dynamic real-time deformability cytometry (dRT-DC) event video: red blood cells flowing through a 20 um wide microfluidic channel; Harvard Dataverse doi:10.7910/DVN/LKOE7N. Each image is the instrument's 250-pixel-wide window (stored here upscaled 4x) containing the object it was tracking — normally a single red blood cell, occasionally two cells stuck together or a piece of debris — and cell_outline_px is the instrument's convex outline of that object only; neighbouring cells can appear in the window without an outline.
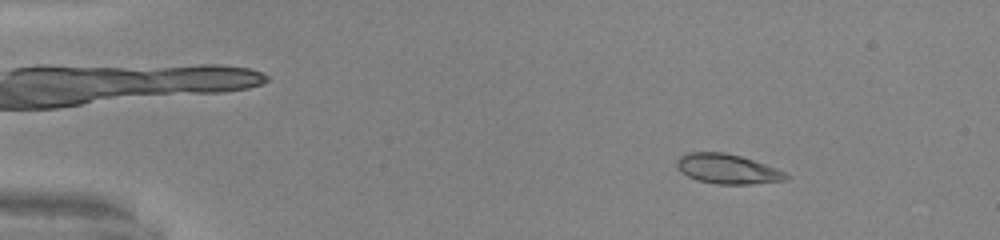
{"species": "common noctule bat (a hibernating species)", "species_latin": "Nyctalus noctula", "temperature_condition": "warm", "stored_images_in_passage": 50, "camera_frame_rate_fps": 3000, "um_per_image_px": 0.085, "animal": {"sex": "male", "body_mass_g": 20.0, "forearm_length_mm": 53.3}, "frame": {"image": 1, "passage_image": 7, "time_ms": 2.0, "image_size_px": [1000, 240], "cell_outline_px": [[792, 176], [788, 180], [752, 184], [716, 184], [696, 180], [680, 172], [676, 168], [676, 160], [680, 156], [688, 152], [724, 152], [740, 156], [776, 168]], "centroid_in_image_um": [61.81, 14.37], "position_along_channel_um": 23.2, "area_um2": 19.07}}
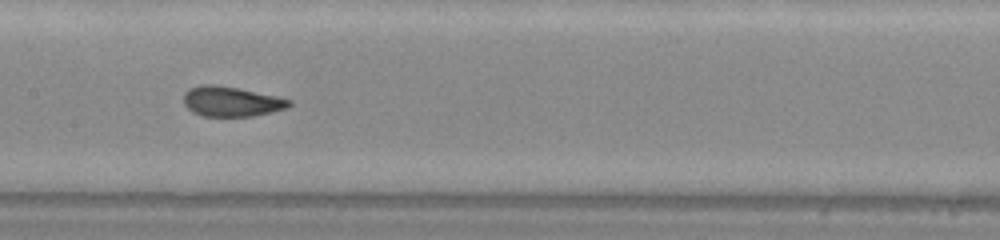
{"frame": {"image": 2, "passage_image": 26, "time_ms": 8.333, "image_size_px": [1000, 240], "cell_outline_px": [[292, 104], [288, 108], [252, 116], [204, 116], [192, 112], [184, 104], [184, 92], [188, 88], [200, 84], [216, 84], [276, 96], [292, 100]], "centroid_in_image_um": [19.64, 8.62], "position_along_channel_um": 187.8, "area_um2": 18.44}}
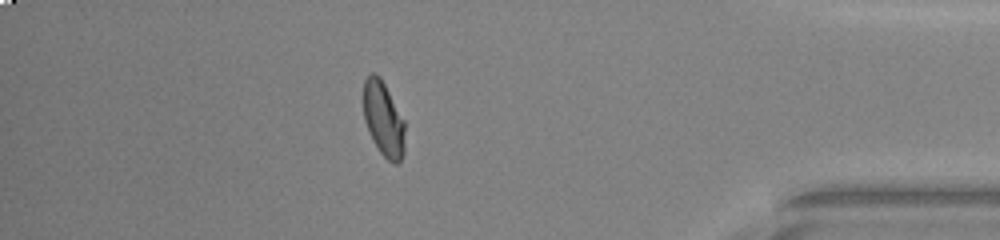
{"frame": {"image": 3, "passage_image": 44, "time_ms": 14.333, "image_size_px": [1000, 240], "cell_outline_px": [[404, 152], [400, 160], [396, 164], [392, 164], [380, 152], [372, 140], [364, 120], [364, 80], [372, 72], [376, 72], [380, 76], [404, 120]], "centroid_in_image_um": [32.59, 10.12], "position_along_channel_um": 402.6, "area_um2": 17.98}}